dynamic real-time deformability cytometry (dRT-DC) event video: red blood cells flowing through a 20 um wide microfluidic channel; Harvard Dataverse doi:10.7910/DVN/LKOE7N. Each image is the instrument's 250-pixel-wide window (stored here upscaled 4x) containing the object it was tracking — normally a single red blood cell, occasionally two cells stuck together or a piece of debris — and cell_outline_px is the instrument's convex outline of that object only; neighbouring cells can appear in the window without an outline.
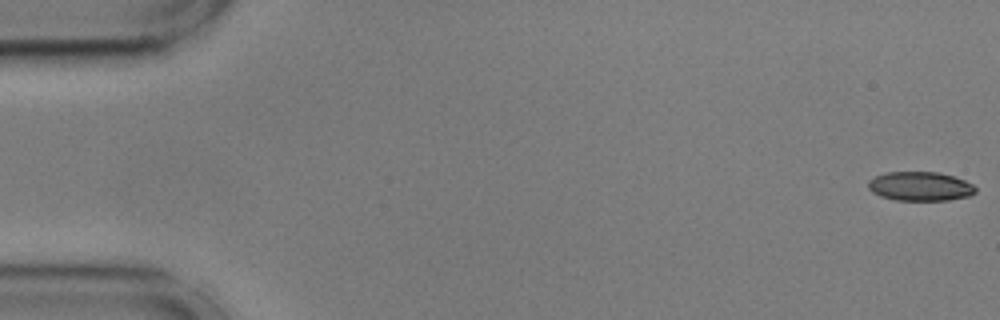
{"species": "common noctule bat (a hibernating species)", "species_latin": "Nyctalus noctula", "temperature_condition": "cold", "stored_images_in_passage": 55, "camera_frame_rate_fps": 3000, "um_per_image_px": 0.085, "animal": {"sex": "male", "body_mass_g": 17.9, "forearm_length_mm": 54.2}, "frame": {"image": 1, "passage_image": 1, "time_ms": 0.0, "image_size_px": [1000, 320], "cell_outline_px": [[976, 192], [972, 196], [948, 200], [896, 200], [880, 196], [872, 192], [868, 188], [868, 180], [876, 176], [888, 172], [940, 172], [964, 180], [972, 184], [976, 188]], "centroid_in_image_um": [78.23, 15.84], "position_along_channel_um": 6.8, "area_um2": 18.26}}
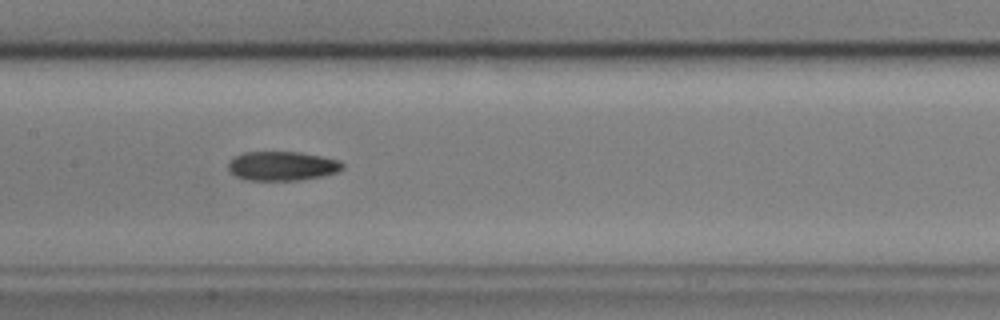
{"frame": {"image": 2, "passage_image": 27, "time_ms": 8.667, "image_size_px": [1000, 320], "cell_outline_px": [[344, 168], [336, 172], [324, 176], [300, 180], [248, 180], [236, 176], [228, 172], [228, 164], [236, 156], [244, 152], [300, 152], [340, 160], [344, 164]], "centroid_in_image_um": [24.0, 14.11], "position_along_channel_um": 183.4, "area_um2": 19.48}}
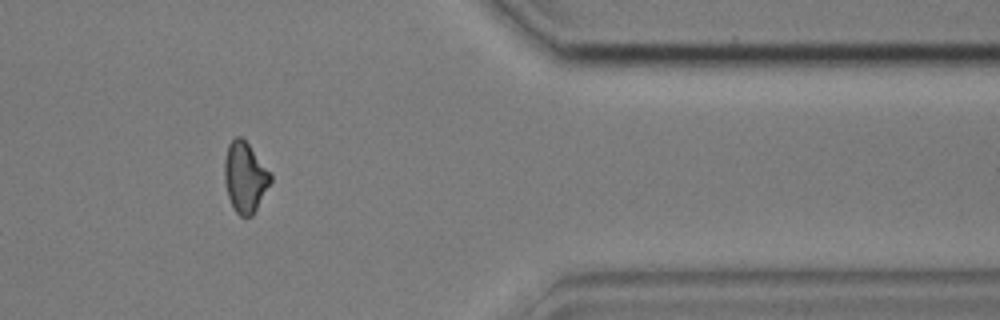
{"frame": {"image": 3, "passage_image": 46, "time_ms": 15.0, "image_size_px": [1000, 320], "cell_outline_px": [[272, 180], [252, 216], [240, 216], [236, 212], [228, 196], [224, 180], [224, 160], [228, 144], [236, 136], [240, 136], [248, 144], [272, 176]], "centroid_in_image_um": [20.8, 15.06], "position_along_channel_um": 390.6, "area_um2": 18.5}, "authors_computed_cell_mechanics": {"area_um2": 19.2474, "velocity_mm_per_s": 3.6145, "shape_relaxation_time_tau1_ms": 6.2936, "shape_relaxation_time_tau2_ms": 6.9695, "deformation_change_tau1": 0.1591, "deformation_change_tau2": 0.1437}}